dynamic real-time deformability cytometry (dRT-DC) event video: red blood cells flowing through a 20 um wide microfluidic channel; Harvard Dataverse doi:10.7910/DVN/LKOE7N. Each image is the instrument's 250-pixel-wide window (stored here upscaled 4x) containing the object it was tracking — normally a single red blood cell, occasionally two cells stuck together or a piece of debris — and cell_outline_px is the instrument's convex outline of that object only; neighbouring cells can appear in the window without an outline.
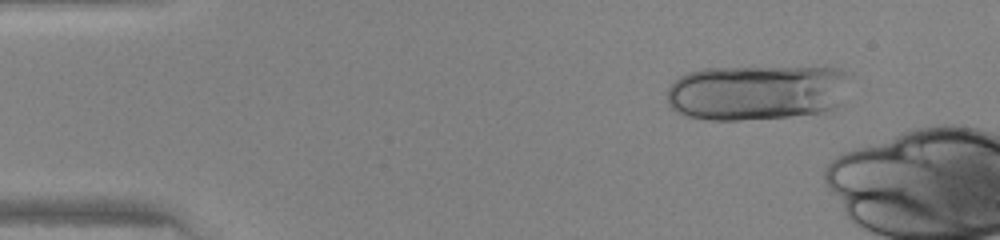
{"species": "human", "species_latin": "Homo sapiens", "temperature_condition": "warm", "stored_images_in_passage": 11, "camera_frame_rate_fps": 3000, "um_per_image_px": 0.085, "donor": {"sex": "female"}, "frame": {"image": 1, "passage_image": 5, "time_ms": 1.333, "image_size_px": [1000, 240], "cell_outline_px": [[852, 76], [832, 116], [740, 120], [708, 120], [684, 116], [676, 112], [668, 104], [668, 88], [680, 76], [688, 72], [704, 68], [824, 64], [840, 68], [852, 72]], "centroid_in_image_um": [64.54, 7.83], "position_along_channel_um": 20.5, "area_um2": 62.94}}